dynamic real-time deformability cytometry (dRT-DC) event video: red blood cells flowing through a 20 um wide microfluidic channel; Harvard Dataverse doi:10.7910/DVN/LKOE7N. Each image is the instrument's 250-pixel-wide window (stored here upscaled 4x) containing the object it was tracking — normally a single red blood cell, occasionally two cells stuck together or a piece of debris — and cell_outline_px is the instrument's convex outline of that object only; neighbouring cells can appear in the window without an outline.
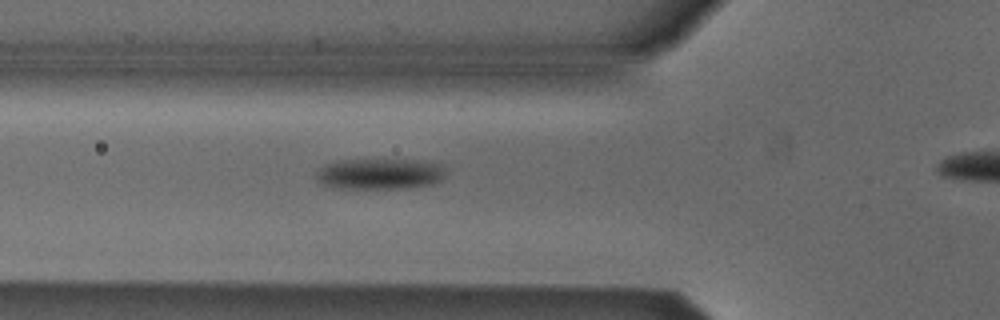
{"species": "Egyptian fruit bat (a non-hibernating species)", "species_latin": "Rousettus aegyptiacus", "temperature_condition": "cold", "stored_images_in_passage": 35, "camera_frame_rate_fps": 3000, "um_per_image_px": 0.085, "animal": {"sex": "male"}, "frame": {"image": 1, "passage_image": 8, "time_ms": 2.333, "image_size_px": [1000, 320], "cell_outline_px": [[444, 176], [440, 180], [432, 184], [404, 188], [332, 188], [316, 180], [316, 172], [320, 168], [328, 164], [344, 160], [424, 160], [444, 164]], "centroid_in_image_um": [32.31, 14.78], "position_along_channel_um": 93.5, "area_um2": 23.24}}
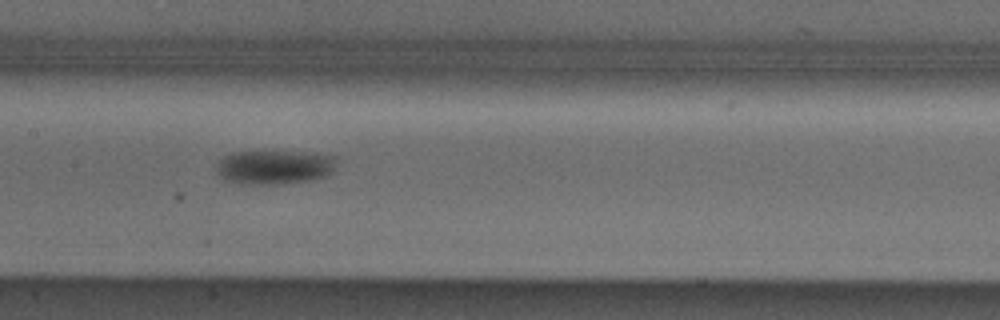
{"frame": {"image": 2, "passage_image": 15, "time_ms": 4.667, "image_size_px": [1000, 320], "cell_outline_px": [[336, 164], [332, 172], [328, 176], [312, 180], [280, 184], [248, 184], [228, 180], [220, 172], [220, 160], [224, 156], [232, 152], [316, 152], [336, 156]], "centroid_in_image_um": [23.48, 14.19], "position_along_channel_um": 183.9, "area_um2": 23.58}}
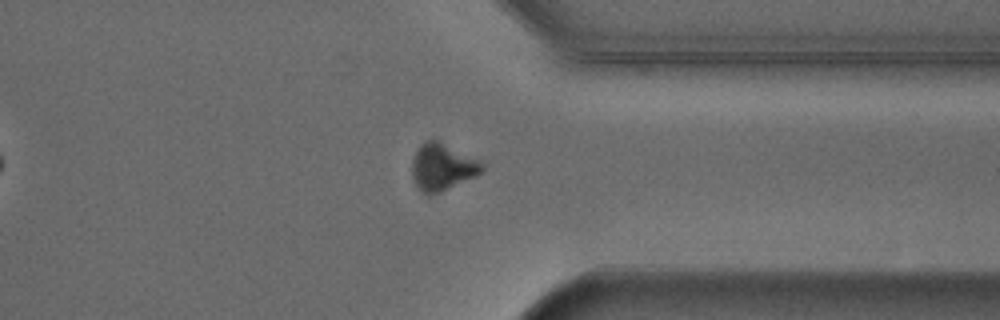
{"frame": {"image": 3, "passage_image": 30, "time_ms": 9.667, "image_size_px": [1000, 320], "cell_outline_px": [[484, 168], [476, 176], [440, 192], [428, 196], [416, 184], [412, 176], [412, 160], [420, 144], [428, 140], [436, 140], [480, 160], [484, 164]], "centroid_in_image_um": [37.6, 14.2], "position_along_channel_um": 373.8, "area_um2": 18.84}, "authors_computed_cell_mechanics": {"area_um2": 22.7154, "velocity_mm_per_s": 3.8753, "shape_relaxation_time_tau1_ms": 1.0917, "shape_relaxation_time_tau2_ms": null, "deformation_change_tau1": 0.0772, "deformation_change_tau2": null}}